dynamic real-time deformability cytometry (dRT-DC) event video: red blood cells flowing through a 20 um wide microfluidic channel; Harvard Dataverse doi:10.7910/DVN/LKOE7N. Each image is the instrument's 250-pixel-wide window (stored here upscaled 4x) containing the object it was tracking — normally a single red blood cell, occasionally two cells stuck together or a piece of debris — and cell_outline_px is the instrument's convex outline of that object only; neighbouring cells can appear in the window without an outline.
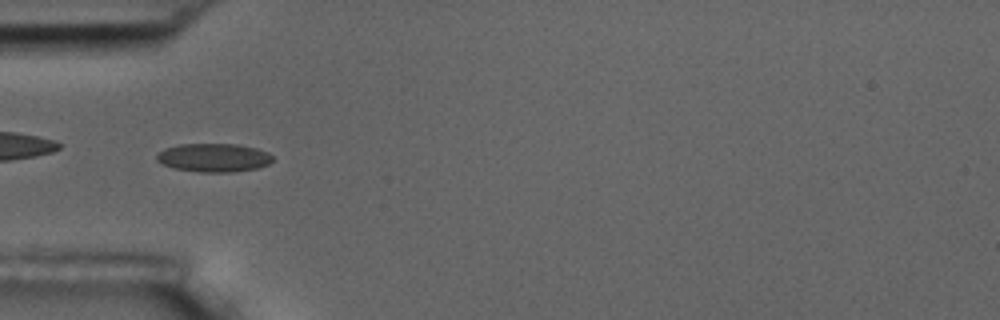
{"species": "common noctule bat (a hibernating species)", "species_latin": "Nyctalus noctula", "temperature_condition": "room temperature", "stored_images_in_passage": 8, "camera_frame_rate_fps": 3000, "um_per_image_px": 0.085, "animal": {"sex": "male", "body_mass_g": 17.5, "forearm_length_mm": 52.3}, "frame": {"image": 1, "passage_image": 5, "time_ms": 5.333, "image_size_px": [1000, 320], "cell_outline_px": [[272, 160], [268, 164], [256, 168], [232, 172], [200, 172], [172, 168], [156, 160], [156, 152], [164, 148], [180, 144], [236, 144], [256, 148], [268, 152], [272, 156]], "centroid_in_image_um": [18.12, 13.39], "position_along_channel_um": 66.9, "area_um2": 19.31}}
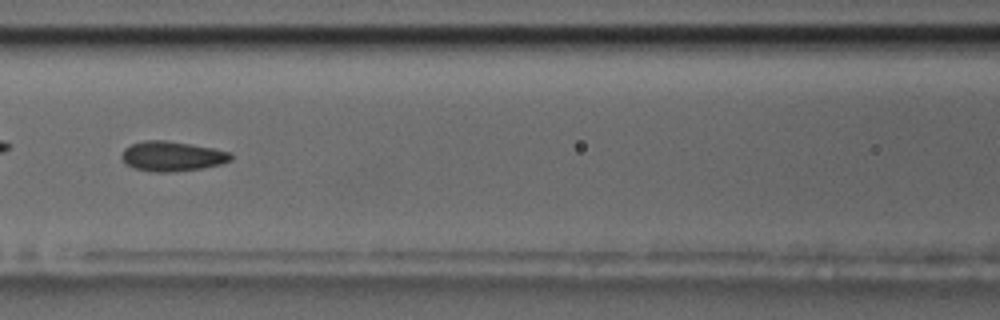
{"frame": {"image": 2, "passage_image": 7, "time_ms": 7.667, "image_size_px": [1000, 320], "cell_outline_px": [[232, 160], [220, 164], [200, 168], [168, 172], [156, 172], [136, 168], [128, 164], [120, 156], [124, 148], [132, 144], [144, 140], [164, 140], [212, 148], [232, 152]], "centroid_in_image_um": [14.63, 13.27], "position_along_channel_um": 152.0, "area_um2": 18.67}}
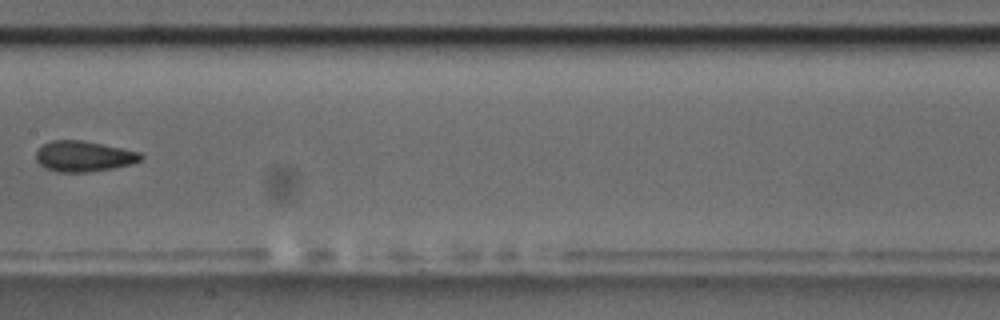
{"frame": {"image": 3, "passage_image": 8, "time_ms": 9.0, "image_size_px": [1000, 320], "cell_outline_px": [[144, 156], [140, 160], [132, 164], [112, 168], [88, 172], [56, 172], [44, 168], [36, 160], [36, 152], [44, 144], [52, 140], [84, 140], [140, 152]], "centroid_in_image_um": [7.11, 13.29], "position_along_channel_um": 200.3, "area_um2": 18.73}}